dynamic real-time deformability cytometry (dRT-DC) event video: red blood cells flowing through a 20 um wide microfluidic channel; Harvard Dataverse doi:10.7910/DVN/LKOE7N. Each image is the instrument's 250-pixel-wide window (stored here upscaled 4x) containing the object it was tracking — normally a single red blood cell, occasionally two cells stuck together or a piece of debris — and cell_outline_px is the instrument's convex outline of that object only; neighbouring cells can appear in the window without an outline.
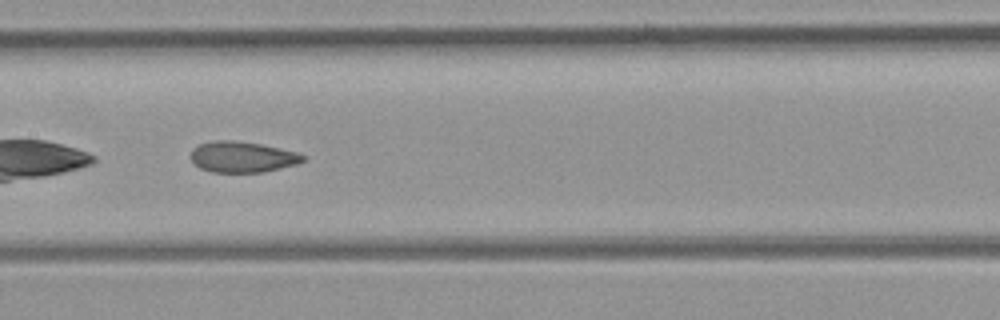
{"species": "common noctule bat (a hibernating species)", "species_latin": "Nyctalus noctula", "temperature_condition": "room temperature", "stored_images_in_passage": 28, "camera_frame_rate_fps": 3000, "um_per_image_px": 0.085, "animal": {"sex": "female", "body_mass_g": 21.9}, "frame": {"image": 1, "passage_image": 9, "time_ms": 2.667, "image_size_px": [1000, 320], "cell_outline_px": [[308, 156], [304, 160], [296, 164], [264, 172], [212, 172], [200, 168], [192, 160], [192, 148], [200, 144], [212, 140], [236, 140], [260, 144], [280, 148], [296, 152]], "centroid_in_image_um": [20.61, 13.33], "position_along_channel_um": 186.8, "area_um2": 20.17}}
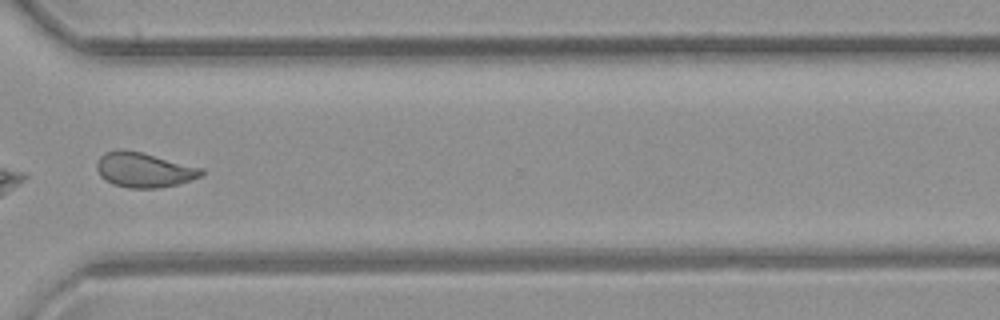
{"frame": {"image": 2, "passage_image": 20, "time_ms": 6.333, "image_size_px": [1000, 320], "cell_outline_px": [[204, 172], [200, 176], [180, 184], [160, 188], [128, 188], [112, 184], [104, 180], [100, 176], [96, 168], [96, 164], [100, 156], [104, 152], [140, 152], [204, 168]], "centroid_in_image_um": [12.26, 14.49], "position_along_channel_um": 358.3, "area_um2": 20.92}}